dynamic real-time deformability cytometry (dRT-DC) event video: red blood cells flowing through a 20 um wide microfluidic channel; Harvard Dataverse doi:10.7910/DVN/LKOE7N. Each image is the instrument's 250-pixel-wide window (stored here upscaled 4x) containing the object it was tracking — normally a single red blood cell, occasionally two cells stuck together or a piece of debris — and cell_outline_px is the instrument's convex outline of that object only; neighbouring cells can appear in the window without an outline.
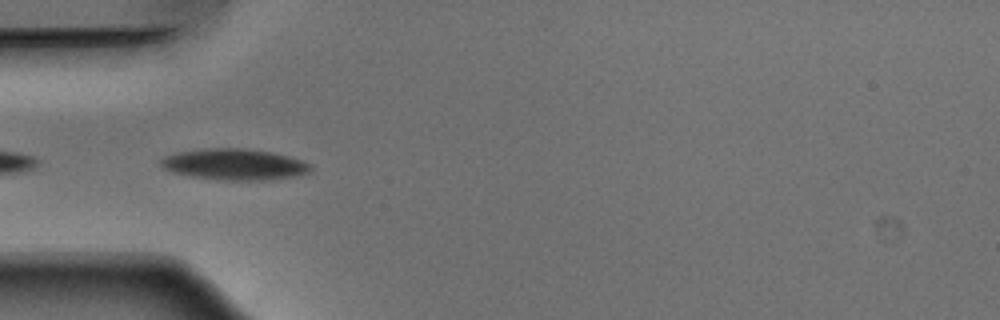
{"species": "Egyptian fruit bat (a non-hibernating species)", "species_latin": "Rousettus aegyptiacus", "temperature_condition": "warm", "stored_images_in_passage": 18, "camera_frame_rate_fps": 3000, "um_per_image_px": 0.085, "animal": {"sex": "male"}, "frame": {"image": 1, "passage_image": 11, "time_ms": 3.333, "image_size_px": [1000, 320], "cell_outline_px": [[312, 168], [308, 172], [296, 176], [272, 180], [224, 180], [188, 176], [172, 172], [160, 168], [160, 160], [164, 156], [176, 152], [204, 148], [244, 148], [272, 152], [304, 160], [312, 164]], "centroid_in_image_um": [19.91, 13.97], "position_along_channel_um": 65.1, "area_um2": 27.63}}
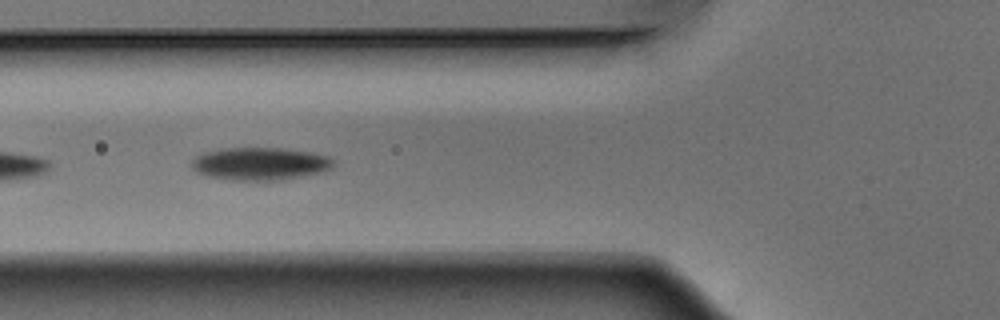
{"frame": {"image": 2, "passage_image": 14, "time_ms": 4.333, "image_size_px": [1000, 320], "cell_outline_px": [[336, 164], [332, 168], [324, 172], [276, 180], [232, 180], [208, 176], [196, 172], [192, 168], [192, 160], [196, 156], [208, 152], [228, 148], [280, 148], [312, 152], [328, 156], [336, 160]], "centroid_in_image_um": [22.17, 13.92], "position_along_channel_um": 103.6, "area_um2": 26.93}}